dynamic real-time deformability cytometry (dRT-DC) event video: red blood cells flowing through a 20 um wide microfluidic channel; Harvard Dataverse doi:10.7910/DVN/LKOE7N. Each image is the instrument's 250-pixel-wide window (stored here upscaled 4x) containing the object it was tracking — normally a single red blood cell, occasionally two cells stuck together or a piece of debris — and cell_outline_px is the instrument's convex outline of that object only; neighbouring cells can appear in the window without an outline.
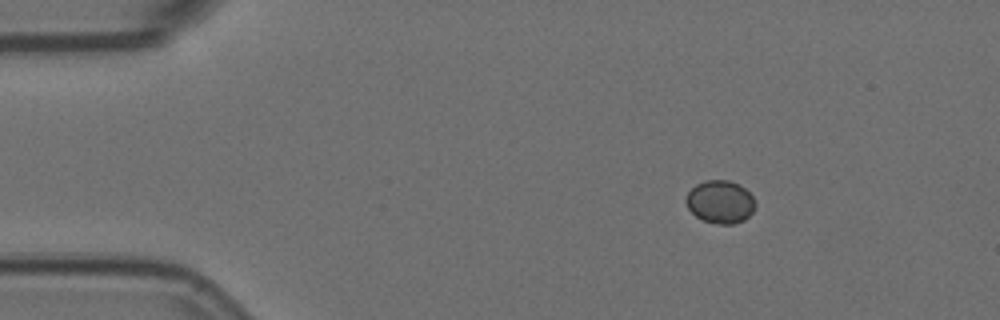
{"species": "Egyptian fruit bat (a non-hibernating species)", "species_latin": "Rousettus aegyptiacus", "temperature_condition": "room temperature", "stored_images_in_passage": 49, "camera_frame_rate_fps": 3000, "um_per_image_px": 0.085, "animal": {"sex": "female"}, "frame": {"image": 1, "passage_image": 1, "time_ms": 0.0, "image_size_px": [1000, 320], "cell_outline_px": [[756, 208], [744, 220], [732, 224], [720, 224], [704, 220], [696, 216], [688, 208], [684, 200], [688, 192], [696, 184], [704, 180], [728, 180], [740, 184], [756, 200]], "centroid_in_image_um": [61.23, 17.14], "position_along_channel_um": 23.8, "area_um2": 17.4}}
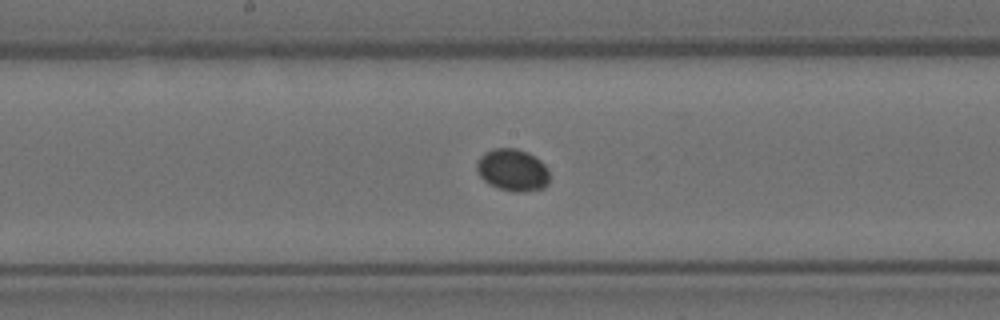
{"frame": {"image": 2, "passage_image": 22, "time_ms": 7.0, "image_size_px": [1000, 320], "cell_outline_px": [[548, 184], [544, 188], [524, 192], [516, 192], [500, 188], [488, 184], [480, 176], [476, 168], [476, 164], [480, 156], [484, 152], [492, 148], [516, 148], [528, 152], [540, 160], [548, 168]], "centroid_in_image_um": [43.57, 14.44], "position_along_channel_um": 204.6, "area_um2": 17.98}}
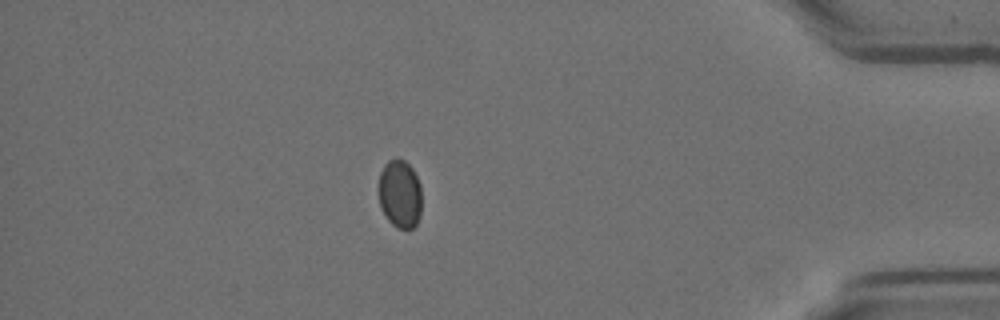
{"frame": {"image": 3, "passage_image": 42, "time_ms": 13.667, "image_size_px": [1000, 320], "cell_outline_px": [[420, 216], [416, 224], [412, 228], [396, 228], [388, 220], [380, 208], [380, 172], [384, 164], [388, 160], [396, 156], [400, 156], [412, 168], [420, 184]], "centroid_in_image_um": [33.99, 16.45], "position_along_channel_um": 401.2, "area_um2": 17.17}}